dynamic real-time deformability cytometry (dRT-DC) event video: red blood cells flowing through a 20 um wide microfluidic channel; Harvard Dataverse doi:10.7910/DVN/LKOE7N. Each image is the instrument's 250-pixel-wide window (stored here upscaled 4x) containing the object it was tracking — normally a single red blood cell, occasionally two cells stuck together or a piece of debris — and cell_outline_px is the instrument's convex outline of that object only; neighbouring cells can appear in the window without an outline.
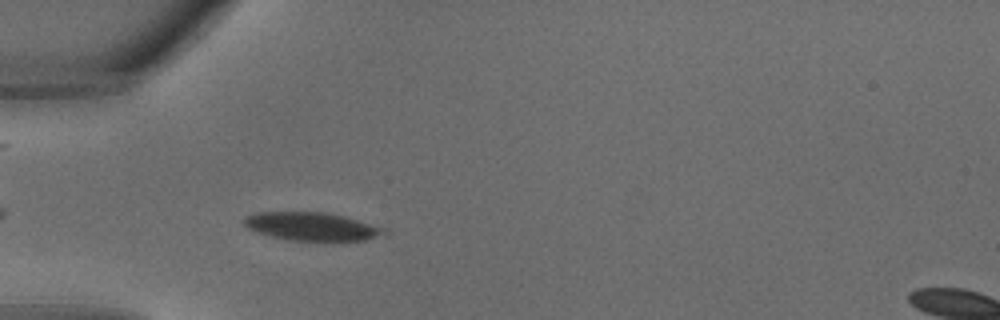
{"species": "common noctule bat (a hibernating species)", "species_latin": "Nyctalus noctula", "temperature_condition": "warm", "stored_images_in_passage": 19, "camera_frame_rate_fps": 3000, "um_per_image_px": 0.085, "animal": {"sex": "male", "body_mass_g": 18.8}, "frame": {"image": 1, "passage_image": 10, "time_ms": 3.0, "image_size_px": [1000, 320], "cell_outline_px": [[388, 232], [364, 240], [288, 240], [256, 232], [248, 228], [244, 224], [244, 216], [256, 212], [328, 212], [344, 216], [388, 228]], "centroid_in_image_um": [26.49, 19.23], "position_along_channel_um": 58.5, "area_um2": 22.95}}
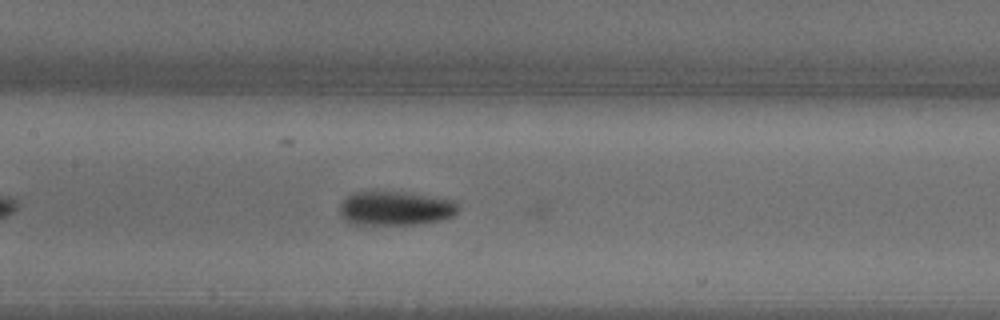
{"frame": {"image": 2, "passage_image": 16, "time_ms": 5.0, "image_size_px": [1000, 320], "cell_outline_px": [[460, 208], [452, 216], [444, 220], [420, 224], [352, 224], [344, 220], [340, 216], [340, 204], [352, 192], [408, 192], [456, 200]], "centroid_in_image_um": [33.65, 17.71], "position_along_channel_um": 173.8, "area_um2": 23.81}}
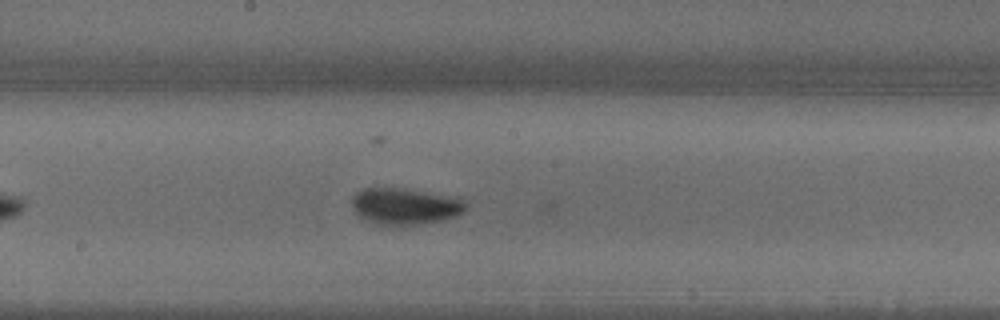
{"frame": {"image": 3, "passage_image": 18, "time_ms": 5.667, "image_size_px": [1000, 320], "cell_outline_px": [[468, 208], [464, 212], [456, 216], [444, 220], [416, 224], [380, 224], [368, 220], [360, 216], [352, 208], [352, 196], [356, 192], [364, 188], [404, 188], [460, 196], [464, 200]], "centroid_in_image_um": [34.51, 17.49], "position_along_channel_um": 213.7, "area_um2": 24.39}}